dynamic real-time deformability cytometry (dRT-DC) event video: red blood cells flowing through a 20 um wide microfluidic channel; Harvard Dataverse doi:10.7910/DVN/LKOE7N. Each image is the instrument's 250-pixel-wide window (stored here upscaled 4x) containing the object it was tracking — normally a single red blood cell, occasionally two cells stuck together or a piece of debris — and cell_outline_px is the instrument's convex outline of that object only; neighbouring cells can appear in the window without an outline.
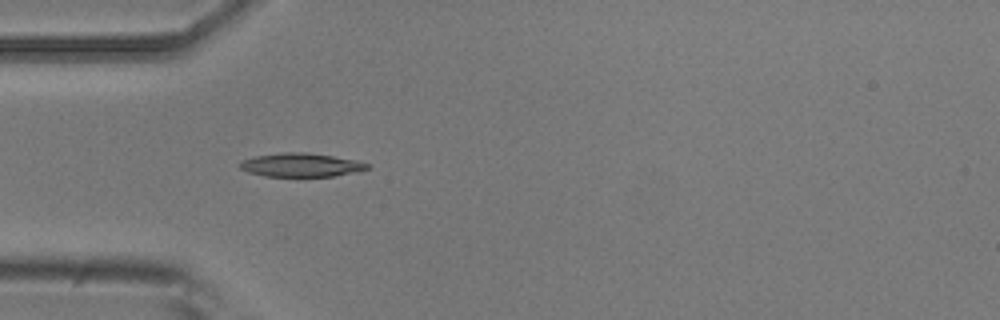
{"species": "common noctule bat (a hibernating species)", "species_latin": "Nyctalus noctula", "temperature_condition": "room temperature", "stored_images_in_passage": 1, "camera_frame_rate_fps": 3000, "um_per_image_px": 0.085, "animal": {"sex": "male", "body_mass_g": 20.5, "forearm_length_mm": 52.5}, "frame": {"image": 1, "passage_image": 1, "time_ms": 0.0, "image_size_px": [1000, 320], "cell_outline_px": [[372, 164], [368, 168], [332, 176], [264, 176], [248, 172], [240, 168], [240, 160], [256, 156], [280, 152], [304, 152], [332, 156], [356, 160]], "centroid_in_image_um": [25.54, 14.01], "position_along_channel_um": 59.5, "area_um2": 17.34}}